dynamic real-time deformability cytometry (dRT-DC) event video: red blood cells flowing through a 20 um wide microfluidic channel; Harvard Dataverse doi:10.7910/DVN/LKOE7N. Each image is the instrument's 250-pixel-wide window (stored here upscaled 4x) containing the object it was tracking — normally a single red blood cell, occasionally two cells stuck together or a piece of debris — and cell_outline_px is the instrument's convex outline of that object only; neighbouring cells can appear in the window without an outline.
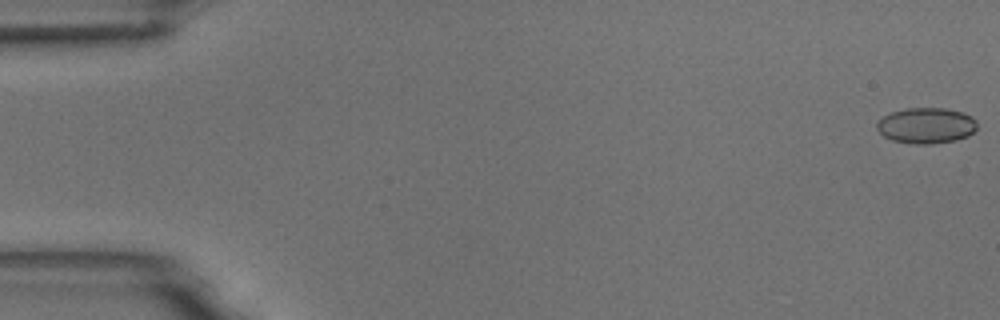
{"species": "common noctule bat (a hibernating species)", "species_latin": "Nyctalus noctula", "temperature_condition": "room temperature", "stored_images_in_passage": 55, "camera_frame_rate_fps": 3000, "um_per_image_px": 0.085, "animal": {"sex": "male", "body_mass_g": 18.8}, "frame": {"image": 1, "passage_image": 1, "time_ms": 0.0, "image_size_px": [1000, 320], "cell_outline_px": [[976, 128], [968, 136], [956, 140], [932, 144], [912, 144], [892, 140], [884, 136], [876, 128], [876, 124], [884, 116], [892, 112], [908, 108], [944, 108], [964, 112], [972, 116], [976, 120]], "centroid_in_image_um": [78.75, 10.67], "position_along_channel_um": 6.3, "area_um2": 20.92}}
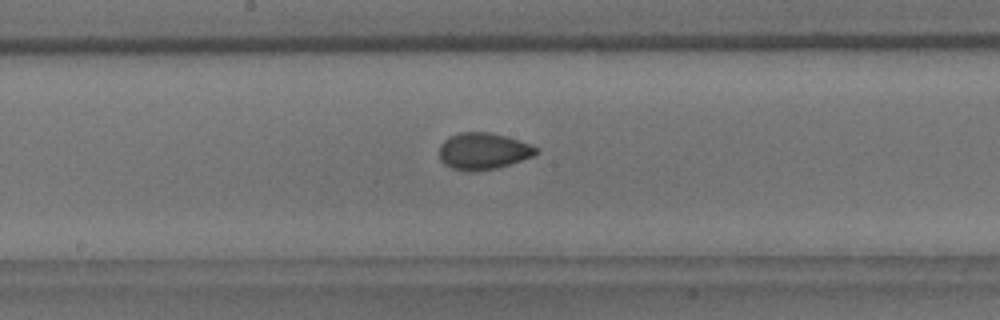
{"frame": {"image": 2, "passage_image": 29, "time_ms": 9.333, "image_size_px": [1000, 320], "cell_outline_px": [[540, 148], [532, 156], [496, 168], [476, 172], [468, 172], [452, 168], [444, 164], [440, 160], [440, 144], [448, 136], [460, 132], [488, 132], [504, 136]], "centroid_in_image_um": [41.01, 12.85], "position_along_channel_um": 207.2, "area_um2": 20.52}}
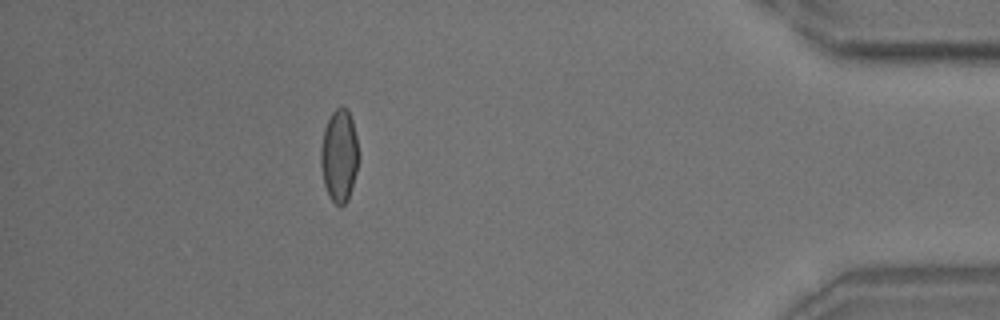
{"frame": {"image": 3, "passage_image": 49, "time_ms": 16.0, "image_size_px": [1000, 320], "cell_outline_px": [[360, 156], [356, 172], [348, 200], [340, 208], [328, 196], [324, 184], [320, 164], [320, 148], [324, 128], [332, 112], [340, 104], [348, 108], [352, 120], [356, 136]], "centroid_in_image_um": [28.84, 13.21], "position_along_channel_um": 406.4, "area_um2": 20.81}, "authors_computed_cell_mechanics": {"area_um2": 20.519, "velocity_mm_per_s": 3.7242, "shape_relaxation_time_tau1_ms": 6.0536, "shape_relaxation_time_tau2_ms": 1.2633, "deformation_change_tau1": 0.1184, "deformation_change_tau2": 0.0385}}